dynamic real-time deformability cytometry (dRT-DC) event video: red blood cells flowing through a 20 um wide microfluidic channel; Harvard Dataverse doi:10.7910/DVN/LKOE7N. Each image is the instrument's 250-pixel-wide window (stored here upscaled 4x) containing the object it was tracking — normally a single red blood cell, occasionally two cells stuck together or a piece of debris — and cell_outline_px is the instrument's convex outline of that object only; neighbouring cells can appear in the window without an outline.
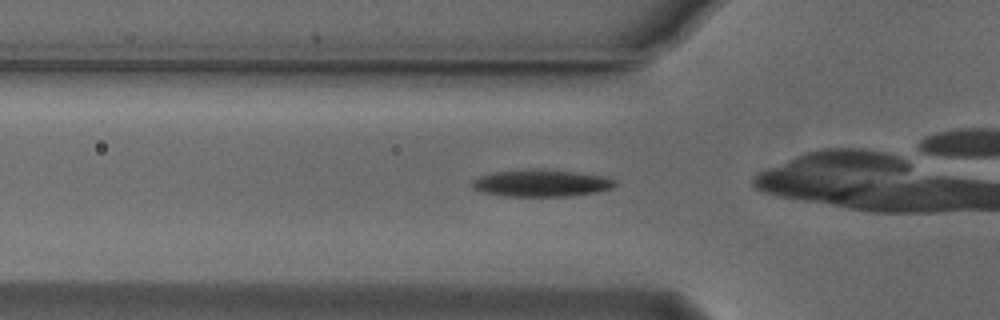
{"species": "Egyptian fruit bat (a non-hibernating species)", "species_latin": "Rousettus aegyptiacus", "temperature_condition": "cold", "stored_images_in_passage": 28, "camera_frame_rate_fps": 3000, "um_per_image_px": 0.085, "animal": {"sex": "male"}, "frame": {"image": 1, "passage_image": 3, "time_ms": 0.667, "image_size_px": [1000, 320], "cell_outline_px": [[616, 184], [612, 188], [596, 192], [568, 196], [504, 196], [480, 192], [472, 188], [472, 180], [480, 176], [496, 172], [528, 168], [544, 168], [576, 172], [604, 176], [616, 180]], "centroid_in_image_um": [46.0, 15.55], "position_along_channel_um": 79.8, "area_um2": 22.77}}
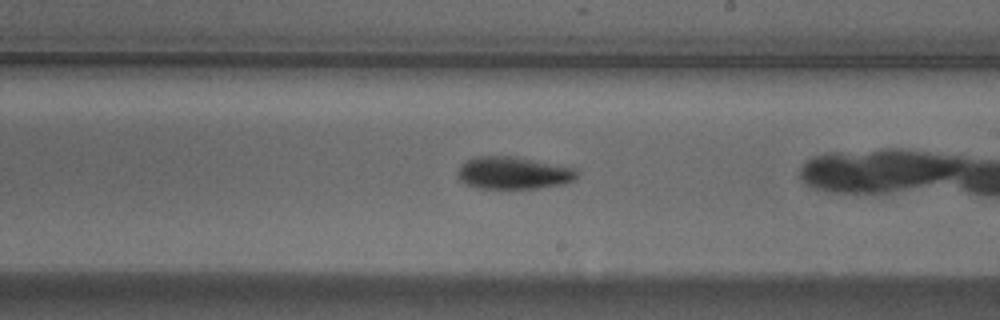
{"frame": {"image": 2, "passage_image": 16, "time_ms": 5.0, "image_size_px": [1000, 320], "cell_outline_px": [[580, 172], [572, 180], [564, 184], [536, 188], [476, 188], [460, 180], [456, 176], [456, 172], [468, 160], [476, 156], [520, 156], [576, 168]], "centroid_in_image_um": [43.67, 14.68], "position_along_channel_um": 245.3, "area_um2": 22.66}}
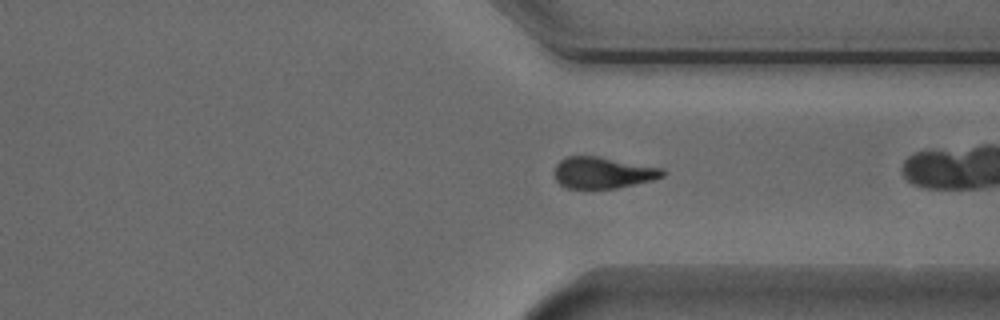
{"frame": {"image": 3, "passage_image": 25, "time_ms": 8.0, "image_size_px": [1000, 320], "cell_outline_px": [[668, 172], [664, 176], [652, 180], [616, 188], [568, 188], [560, 184], [556, 180], [556, 164], [564, 156], [596, 156], [664, 168]], "centroid_in_image_um": [51.28, 14.67], "position_along_channel_um": 360.1, "area_um2": 19.71}, "authors_computed_cell_mechanics": {"area_um2": 22.7154, "velocity_mm_per_s": 3.8187, "shape_relaxation_time_tau1_ms": 2.7124, "shape_relaxation_time_tau2_ms": null, "deformation_change_tau1": 0.1155, "deformation_change_tau2": null}}